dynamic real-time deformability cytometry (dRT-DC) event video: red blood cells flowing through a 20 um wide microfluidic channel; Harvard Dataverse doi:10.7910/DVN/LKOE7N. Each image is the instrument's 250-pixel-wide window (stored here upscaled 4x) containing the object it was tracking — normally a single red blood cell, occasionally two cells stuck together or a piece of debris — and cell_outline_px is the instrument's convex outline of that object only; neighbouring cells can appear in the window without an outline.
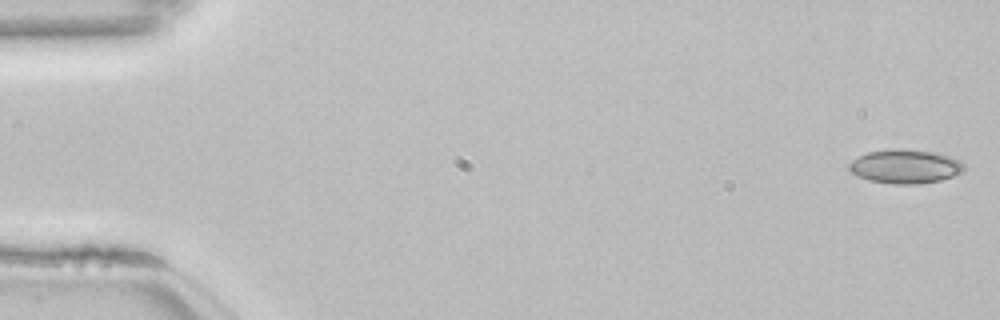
{"species": "common noctule bat (a hibernating species)", "species_latin": "Nyctalus noctula", "temperature_condition": "room temperature", "stored_images_in_passage": 53, "camera_frame_rate_fps": 3000, "um_per_image_px": 0.085, "animal": {"sex": "female", "body_mass_g": 22.7, "forearm_length_mm": 54.2}, "frame": {"image": 1, "passage_image": 1, "time_ms": 0.0, "image_size_px": [1000, 320], "cell_outline_px": [[964, 168], [960, 172], [952, 176], [940, 180], [920, 184], [892, 184], [868, 180], [852, 172], [848, 168], [848, 164], [852, 160], [868, 152], [896, 148], [904, 148], [932, 152], [948, 156], [960, 160], [964, 164]], "centroid_in_image_um": [76.93, 14.14], "position_along_channel_um": 8.1, "area_um2": 22.6}}
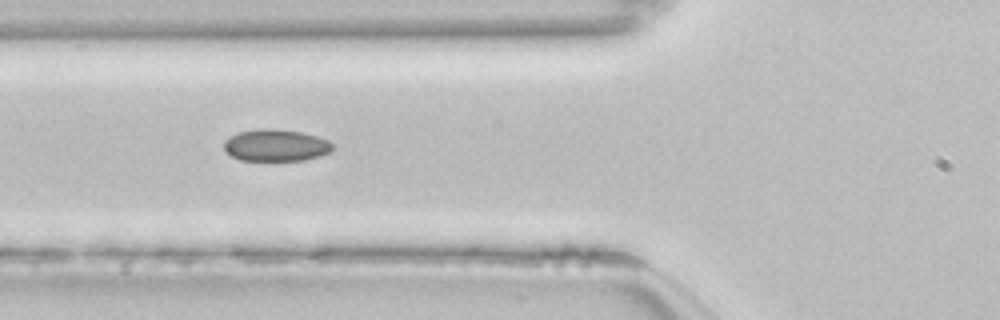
{"frame": {"image": 2, "passage_image": 20, "time_ms": 6.333, "image_size_px": [1000, 320], "cell_outline_px": [[332, 148], [328, 152], [320, 156], [304, 160], [240, 160], [232, 156], [224, 148], [224, 140], [240, 132], [260, 128], [272, 128], [300, 132], [316, 136], [328, 140], [332, 144]], "centroid_in_image_um": [23.44, 12.35], "position_along_channel_um": 102.4, "area_um2": 19.94}}
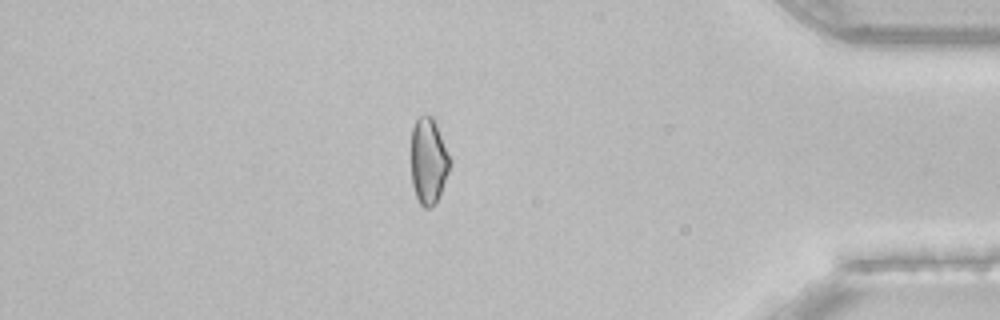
{"frame": {"image": 3, "passage_image": 46, "time_ms": 15.0, "image_size_px": [1000, 320], "cell_outline_px": [[448, 172], [436, 204], [428, 208], [424, 208], [420, 204], [416, 196], [412, 184], [412, 128], [416, 120], [420, 116], [432, 116], [436, 124], [448, 156]], "centroid_in_image_um": [36.39, 13.72], "position_along_channel_um": 398.8, "area_um2": 18.79}, "authors_computed_cell_mechanics": {"area_um2": 20.3456, "velocity_mm_per_s": 3.8427, "shape_relaxation_time_tau1_ms": 8.9582, "shape_relaxation_time_tau2_ms": 10.4589, "deformation_change_tau1": 0.1256, "deformation_change_tau2": 0.1372}}